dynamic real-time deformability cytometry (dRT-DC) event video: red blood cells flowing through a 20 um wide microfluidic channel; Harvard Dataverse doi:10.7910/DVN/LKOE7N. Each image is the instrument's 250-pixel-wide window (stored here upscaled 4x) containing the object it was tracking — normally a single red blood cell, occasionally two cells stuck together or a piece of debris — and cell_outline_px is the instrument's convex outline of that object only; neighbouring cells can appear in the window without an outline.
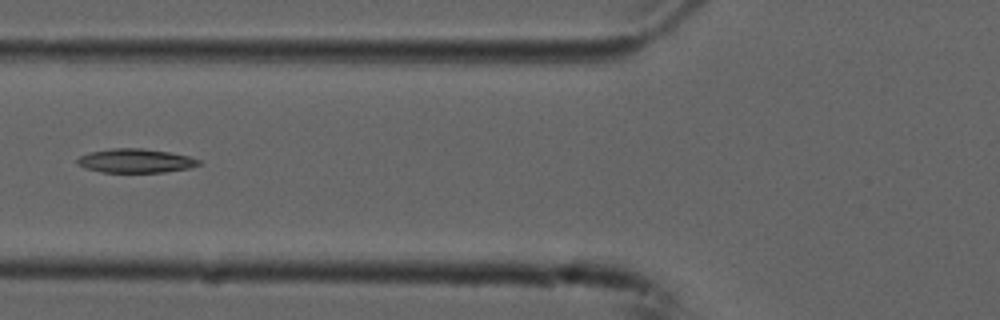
{"species": "common noctule bat (a hibernating species)", "species_latin": "Nyctalus noctula", "temperature_condition": "cold", "stored_images_in_passage": 4, "camera_frame_rate_fps": 3000, "um_per_image_px": 0.085, "animal": {"sex": "male", "forearm_length_mm": 52.5}, "frame": {"image": 1, "passage_image": 4, "time_ms": 1.0, "image_size_px": [1000, 320], "cell_outline_px": [[204, 164], [188, 168], [164, 172], [100, 172], [84, 168], [76, 164], [76, 160], [80, 156], [92, 152], [108, 148], [144, 148], [168, 152], [188, 156], [200, 160]], "centroid_in_image_um": [11.51, 13.67], "position_along_channel_um": 114.3, "area_um2": 17.05}}